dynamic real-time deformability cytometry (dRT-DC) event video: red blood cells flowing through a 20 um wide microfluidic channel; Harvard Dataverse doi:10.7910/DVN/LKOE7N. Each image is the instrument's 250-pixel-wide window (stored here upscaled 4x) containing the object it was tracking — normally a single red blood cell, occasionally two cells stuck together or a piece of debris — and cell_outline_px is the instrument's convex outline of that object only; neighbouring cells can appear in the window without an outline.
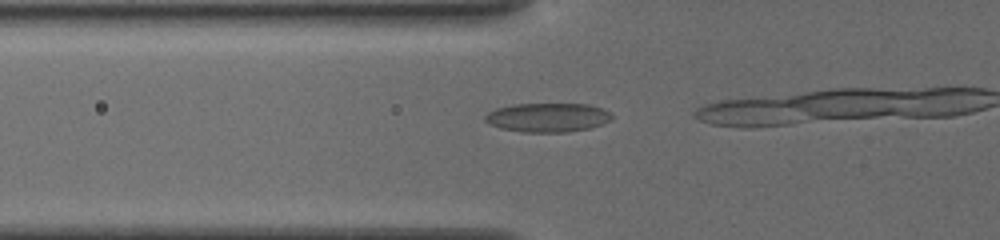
{"species": "common noctule bat (a hibernating species)", "species_latin": "Nyctalus noctula", "temperature_condition": "cold", "stored_images_in_passage": 20, "camera_frame_rate_fps": 3000, "um_per_image_px": 0.085, "animal": {"sex": "female", "body_mass_g": 19.5, "forearm_length_mm": 54.1}, "frame": {"image": 1, "passage_image": 17, "time_ms": 5.333, "image_size_px": [1000, 240], "cell_outline_px": [[612, 120], [588, 128], [568, 132], [524, 132], [500, 128], [488, 124], [484, 120], [484, 116], [488, 112], [496, 108], [516, 104], [588, 104], [612, 112]], "centroid_in_image_um": [46.53, 9.98], "position_along_channel_um": 79.3, "area_um2": 21.44}}